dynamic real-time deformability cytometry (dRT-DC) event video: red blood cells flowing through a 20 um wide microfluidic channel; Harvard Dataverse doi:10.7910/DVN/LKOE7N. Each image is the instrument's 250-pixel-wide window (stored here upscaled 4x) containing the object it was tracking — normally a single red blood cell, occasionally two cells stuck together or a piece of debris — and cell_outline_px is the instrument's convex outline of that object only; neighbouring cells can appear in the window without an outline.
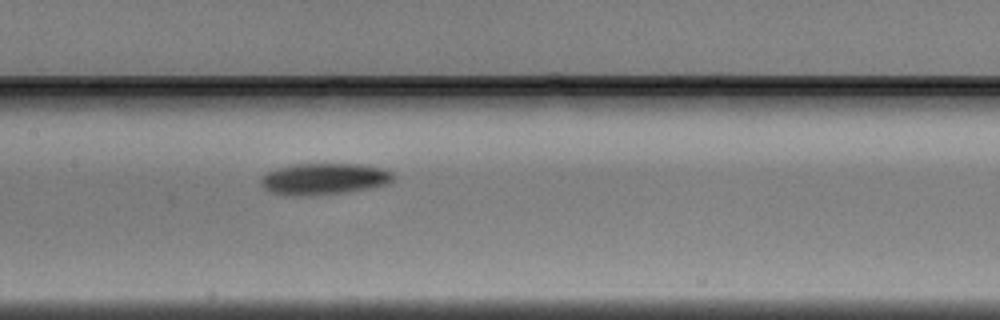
{"species": "Egyptian fruit bat (a non-hibernating species)", "species_latin": "Rousettus aegyptiacus", "temperature_condition": "warm", "stored_images_in_passage": 8, "camera_frame_rate_fps": 3000, "um_per_image_px": 0.085, "animal": {"sex": "male"}, "frame": {"image": 1, "passage_image": 8, "time_ms": 2.333, "image_size_px": [1000, 320], "cell_outline_px": [[392, 180], [384, 184], [372, 188], [344, 192], [300, 196], [292, 196], [272, 192], [264, 188], [260, 184], [260, 180], [268, 172], [292, 164], [360, 164], [384, 168], [392, 172]], "centroid_in_image_um": [27.54, 15.2], "position_along_channel_um": 179.9, "area_um2": 23.99}}